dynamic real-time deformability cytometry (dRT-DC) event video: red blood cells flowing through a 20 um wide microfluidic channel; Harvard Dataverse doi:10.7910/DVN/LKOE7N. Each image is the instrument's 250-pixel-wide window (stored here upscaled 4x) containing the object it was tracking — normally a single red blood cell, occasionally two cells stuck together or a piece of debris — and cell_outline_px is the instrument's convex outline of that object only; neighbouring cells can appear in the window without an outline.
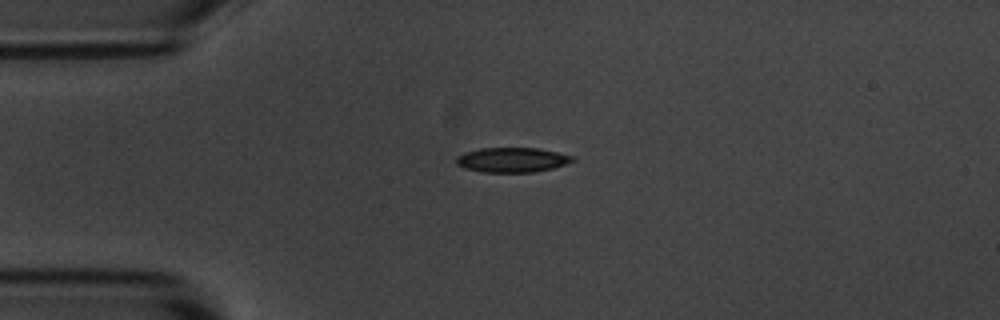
{"species": "common noctule bat (a hibernating species)", "species_latin": "Nyctalus noctula", "temperature_condition": "room temperature", "stored_images_in_passage": 8, "camera_frame_rate_fps": 3000, "um_per_image_px": 0.085, "animal": {"sex": "male", "body_mass_g": 20.1, "forearm_length_mm": 53.5}, "frame": {"image": 1, "passage_image": 1, "time_ms": 0.0, "image_size_px": [1000, 320], "cell_outline_px": [[576, 160], [552, 168], [532, 172], [480, 172], [464, 168], [456, 164], [456, 156], [464, 152], [480, 148], [536, 148], [576, 156]], "centroid_in_image_um": [43.5, 13.59], "position_along_channel_um": 41.5, "area_um2": 16.82}}
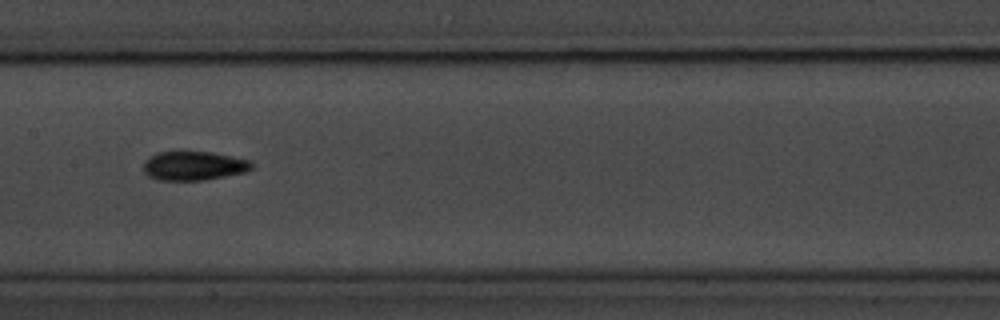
{"frame": {"image": 2, "passage_image": 5, "time_ms": 4.667, "image_size_px": [1000, 320], "cell_outline_px": [[252, 168], [244, 172], [204, 180], [160, 180], [148, 176], [144, 172], [144, 160], [148, 156], [160, 152], [212, 152], [232, 156], [248, 160], [252, 164]], "centroid_in_image_um": [16.43, 14.09], "position_along_channel_um": 191.0, "area_um2": 18.15}}
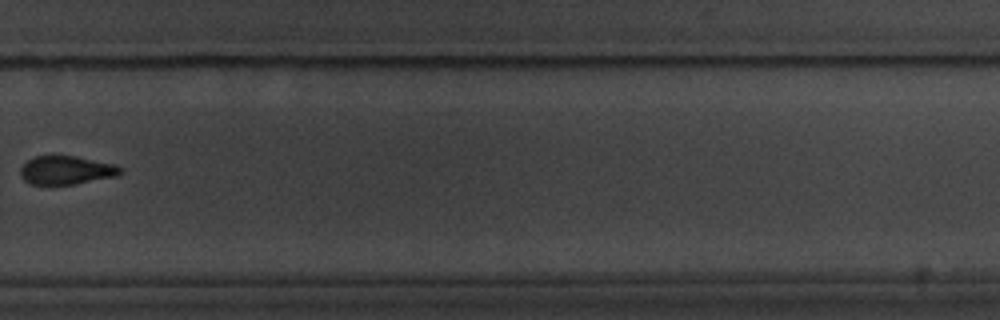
{"frame": {"image": 3, "passage_image": 8, "time_ms": 8.333, "image_size_px": [1000, 320], "cell_outline_px": [[124, 172], [116, 176], [76, 184], [32, 184], [24, 180], [20, 176], [20, 168], [32, 156], [76, 156], [116, 164], [124, 168]], "centroid_in_image_um": [5.67, 14.46], "position_along_channel_um": 324.1, "area_um2": 16.76}}